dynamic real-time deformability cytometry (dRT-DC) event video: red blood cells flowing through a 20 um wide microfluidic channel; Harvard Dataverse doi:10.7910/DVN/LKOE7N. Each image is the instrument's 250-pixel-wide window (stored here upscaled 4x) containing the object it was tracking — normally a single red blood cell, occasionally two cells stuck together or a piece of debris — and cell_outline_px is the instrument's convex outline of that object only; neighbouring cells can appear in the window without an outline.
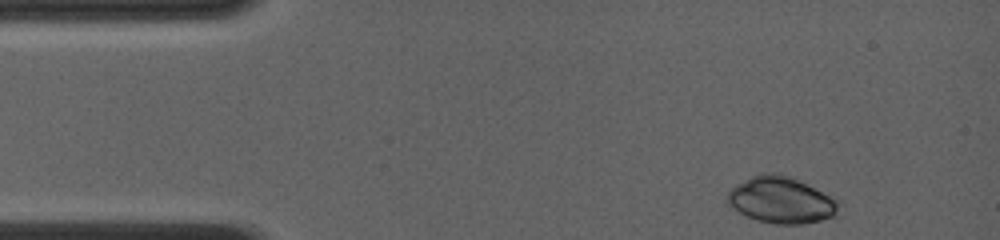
{"species": "common noctule bat (a hibernating species)", "species_latin": "Nyctalus noctula", "temperature_condition": "room temperature", "stored_images_in_passage": 3, "camera_frame_rate_fps": 4000, "um_per_image_px": 0.085, "animal": {"sex": "female", "body_mass_g": 19.0, "forearm_length_mm": 56.7}, "frame": {"image": 1, "passage_image": 1, "time_ms": 0.0, "image_size_px": [1000, 240], "cell_outline_px": [[844, 204], [836, 216], [820, 220], [800, 224], [776, 224], [756, 220], [732, 208], [724, 200], [728, 192], [736, 184], [752, 176], [764, 172], [776, 172], [792, 176], [840, 200]], "centroid_in_image_um": [66.44, 16.99], "position_along_channel_um": 18.6, "area_um2": 30.75}}